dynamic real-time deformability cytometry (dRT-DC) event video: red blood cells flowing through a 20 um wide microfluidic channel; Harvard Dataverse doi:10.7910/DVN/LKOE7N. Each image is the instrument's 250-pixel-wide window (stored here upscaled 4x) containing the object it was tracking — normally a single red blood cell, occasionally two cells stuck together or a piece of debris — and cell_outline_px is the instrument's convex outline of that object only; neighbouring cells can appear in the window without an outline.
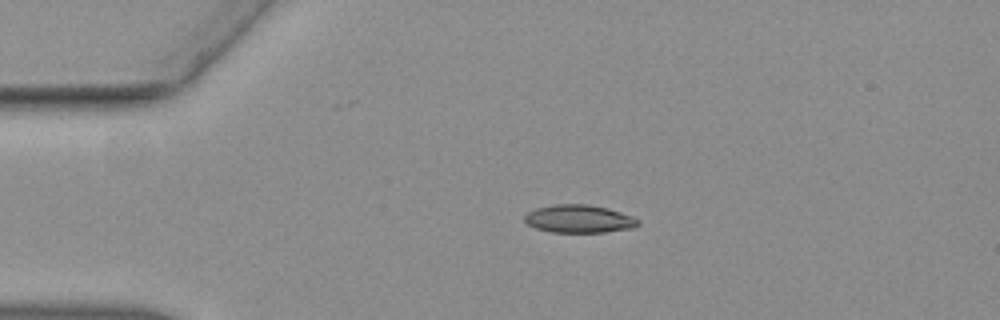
{"species": "common noctule bat (a hibernating species)", "species_latin": "Nyctalus noctula", "temperature_condition": "warm", "stored_images_in_passage": 14, "camera_frame_rate_fps": 3000, "um_per_image_px": 0.085, "animal": {"sex": "female", "body_mass_g": 19.3, "forearm_length_mm": 54.1}, "frame": {"image": 1, "passage_image": 10, "time_ms": 3.0, "image_size_px": [1000, 320], "cell_outline_px": [[620, 224], [616, 228], [592, 232], [568, 232], [544, 228], [536, 224], [552, 208], [600, 208], [612, 212], [620, 216]], "centroid_in_image_um": [49.28, 18.69], "position_along_channel_um": 35.7, "area_um2": 11.91}}